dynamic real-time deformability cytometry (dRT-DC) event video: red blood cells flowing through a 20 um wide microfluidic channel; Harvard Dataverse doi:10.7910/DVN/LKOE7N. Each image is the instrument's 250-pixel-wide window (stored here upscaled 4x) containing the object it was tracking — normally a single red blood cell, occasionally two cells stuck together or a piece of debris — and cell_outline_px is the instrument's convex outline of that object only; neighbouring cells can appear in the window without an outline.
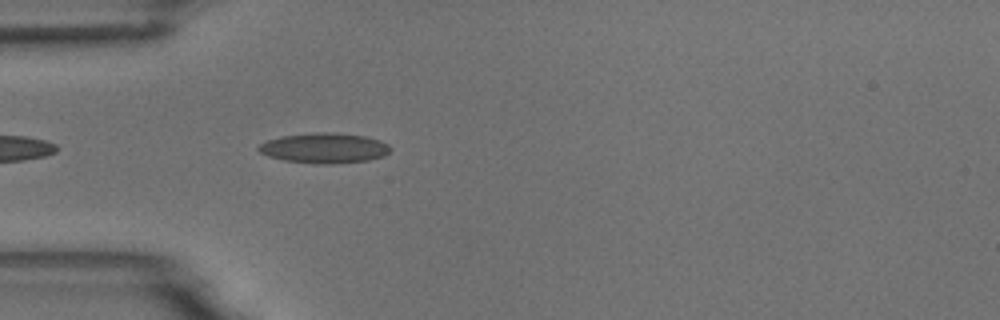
{"species": "common noctule bat (a hibernating species)", "species_latin": "Nyctalus noctula", "temperature_condition": "room temperature", "stored_images_in_passage": 5, "camera_frame_rate_fps": 3000, "um_per_image_px": 0.085, "animal": {"sex": "male", "body_mass_g": 18.8}, "frame": {"image": 1, "passage_image": 5, "time_ms": 4.667, "image_size_px": [1000, 320], "cell_outline_px": [[392, 148], [384, 156], [368, 160], [332, 164], [316, 164], [284, 160], [268, 156], [260, 152], [256, 148], [260, 144], [268, 140], [280, 136], [316, 132], [332, 132], [364, 136], [380, 140], [388, 144]], "centroid_in_image_um": [27.56, 12.58], "position_along_channel_um": 57.4, "area_um2": 23.24}}